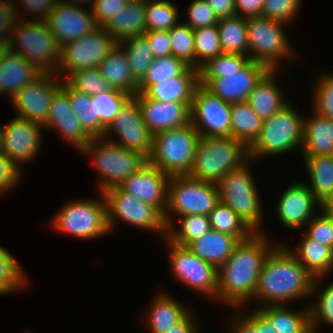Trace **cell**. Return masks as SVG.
Returning <instances> with one entry per match:
<instances>
[{"label":"cell","instance_id":"60","mask_svg":"<svg viewBox=\"0 0 333 333\" xmlns=\"http://www.w3.org/2000/svg\"><path fill=\"white\" fill-rule=\"evenodd\" d=\"M264 0H235L236 15L241 17L262 16Z\"/></svg>","mask_w":333,"mask_h":333},{"label":"cell","instance_id":"21","mask_svg":"<svg viewBox=\"0 0 333 333\" xmlns=\"http://www.w3.org/2000/svg\"><path fill=\"white\" fill-rule=\"evenodd\" d=\"M169 179V175L147 162L118 186L144 203L156 207L164 215L167 207Z\"/></svg>","mask_w":333,"mask_h":333},{"label":"cell","instance_id":"11","mask_svg":"<svg viewBox=\"0 0 333 333\" xmlns=\"http://www.w3.org/2000/svg\"><path fill=\"white\" fill-rule=\"evenodd\" d=\"M286 23L263 16L247 18L248 57L264 64L269 70H278L283 58H293L291 48L283 29ZM252 54V55H249ZM292 54V55H291Z\"/></svg>","mask_w":333,"mask_h":333},{"label":"cell","instance_id":"58","mask_svg":"<svg viewBox=\"0 0 333 333\" xmlns=\"http://www.w3.org/2000/svg\"><path fill=\"white\" fill-rule=\"evenodd\" d=\"M144 35L154 58L171 55L172 44L168 31H146Z\"/></svg>","mask_w":333,"mask_h":333},{"label":"cell","instance_id":"27","mask_svg":"<svg viewBox=\"0 0 333 333\" xmlns=\"http://www.w3.org/2000/svg\"><path fill=\"white\" fill-rule=\"evenodd\" d=\"M278 70H269L256 84L248 97L254 112L264 121L289 104L276 81ZM276 78V79H275Z\"/></svg>","mask_w":333,"mask_h":333},{"label":"cell","instance_id":"25","mask_svg":"<svg viewBox=\"0 0 333 333\" xmlns=\"http://www.w3.org/2000/svg\"><path fill=\"white\" fill-rule=\"evenodd\" d=\"M41 74L42 72L22 55L8 49L0 62V95L7 93L12 99L19 90Z\"/></svg>","mask_w":333,"mask_h":333},{"label":"cell","instance_id":"3","mask_svg":"<svg viewBox=\"0 0 333 333\" xmlns=\"http://www.w3.org/2000/svg\"><path fill=\"white\" fill-rule=\"evenodd\" d=\"M268 71L248 56L221 53L199 68V84L230 104L245 102Z\"/></svg>","mask_w":333,"mask_h":333},{"label":"cell","instance_id":"50","mask_svg":"<svg viewBox=\"0 0 333 333\" xmlns=\"http://www.w3.org/2000/svg\"><path fill=\"white\" fill-rule=\"evenodd\" d=\"M314 88L313 109L319 114L333 119V73L322 75Z\"/></svg>","mask_w":333,"mask_h":333},{"label":"cell","instance_id":"19","mask_svg":"<svg viewBox=\"0 0 333 333\" xmlns=\"http://www.w3.org/2000/svg\"><path fill=\"white\" fill-rule=\"evenodd\" d=\"M81 6L60 0L45 20L61 47L98 27L91 7L86 10Z\"/></svg>","mask_w":333,"mask_h":333},{"label":"cell","instance_id":"47","mask_svg":"<svg viewBox=\"0 0 333 333\" xmlns=\"http://www.w3.org/2000/svg\"><path fill=\"white\" fill-rule=\"evenodd\" d=\"M18 261L0 247V295L12 293L25 285V274Z\"/></svg>","mask_w":333,"mask_h":333},{"label":"cell","instance_id":"7","mask_svg":"<svg viewBox=\"0 0 333 333\" xmlns=\"http://www.w3.org/2000/svg\"><path fill=\"white\" fill-rule=\"evenodd\" d=\"M80 151L91 156L93 165L103 176L98 182L99 192L118 186L148 162V158L142 153L124 148L114 141L106 142L103 137L92 138Z\"/></svg>","mask_w":333,"mask_h":333},{"label":"cell","instance_id":"63","mask_svg":"<svg viewBox=\"0 0 333 333\" xmlns=\"http://www.w3.org/2000/svg\"><path fill=\"white\" fill-rule=\"evenodd\" d=\"M192 312L188 313L180 322L172 326L165 333H196L198 331L196 327V319H193Z\"/></svg>","mask_w":333,"mask_h":333},{"label":"cell","instance_id":"28","mask_svg":"<svg viewBox=\"0 0 333 333\" xmlns=\"http://www.w3.org/2000/svg\"><path fill=\"white\" fill-rule=\"evenodd\" d=\"M239 242L234 236L210 229L187 247L203 261L219 268L230 257Z\"/></svg>","mask_w":333,"mask_h":333},{"label":"cell","instance_id":"20","mask_svg":"<svg viewBox=\"0 0 333 333\" xmlns=\"http://www.w3.org/2000/svg\"><path fill=\"white\" fill-rule=\"evenodd\" d=\"M43 126L16 117L3 127L2 153L17 167L38 155ZM41 132V133H40Z\"/></svg>","mask_w":333,"mask_h":333},{"label":"cell","instance_id":"40","mask_svg":"<svg viewBox=\"0 0 333 333\" xmlns=\"http://www.w3.org/2000/svg\"><path fill=\"white\" fill-rule=\"evenodd\" d=\"M178 8L168 0H145L146 31H169L178 21Z\"/></svg>","mask_w":333,"mask_h":333},{"label":"cell","instance_id":"46","mask_svg":"<svg viewBox=\"0 0 333 333\" xmlns=\"http://www.w3.org/2000/svg\"><path fill=\"white\" fill-rule=\"evenodd\" d=\"M168 32L172 44L171 55L184 60L188 65L195 68L194 29L187 24L178 23Z\"/></svg>","mask_w":333,"mask_h":333},{"label":"cell","instance_id":"67","mask_svg":"<svg viewBox=\"0 0 333 333\" xmlns=\"http://www.w3.org/2000/svg\"><path fill=\"white\" fill-rule=\"evenodd\" d=\"M63 2H66V3H70V4H80V5H84V4H90L93 2V0H66V1H63ZM91 2V3H89Z\"/></svg>","mask_w":333,"mask_h":333},{"label":"cell","instance_id":"42","mask_svg":"<svg viewBox=\"0 0 333 333\" xmlns=\"http://www.w3.org/2000/svg\"><path fill=\"white\" fill-rule=\"evenodd\" d=\"M131 97V94L115 88L91 96V102H94L95 118H99L101 124L107 129Z\"/></svg>","mask_w":333,"mask_h":333},{"label":"cell","instance_id":"64","mask_svg":"<svg viewBox=\"0 0 333 333\" xmlns=\"http://www.w3.org/2000/svg\"><path fill=\"white\" fill-rule=\"evenodd\" d=\"M241 315H235L236 319L234 318L230 321V323L233 322L231 324L232 329L230 330V333H257V328L243 315V313Z\"/></svg>","mask_w":333,"mask_h":333},{"label":"cell","instance_id":"32","mask_svg":"<svg viewBox=\"0 0 333 333\" xmlns=\"http://www.w3.org/2000/svg\"><path fill=\"white\" fill-rule=\"evenodd\" d=\"M290 251L314 278L324 277L332 271L333 249L310 239L307 235L301 240L296 251Z\"/></svg>","mask_w":333,"mask_h":333},{"label":"cell","instance_id":"6","mask_svg":"<svg viewBox=\"0 0 333 333\" xmlns=\"http://www.w3.org/2000/svg\"><path fill=\"white\" fill-rule=\"evenodd\" d=\"M200 134L190 123L153 136L148 162L169 176L188 175Z\"/></svg>","mask_w":333,"mask_h":333},{"label":"cell","instance_id":"23","mask_svg":"<svg viewBox=\"0 0 333 333\" xmlns=\"http://www.w3.org/2000/svg\"><path fill=\"white\" fill-rule=\"evenodd\" d=\"M321 209V203L305 183H294L286 188L277 204L280 222L288 229H298L308 224L313 217L314 208Z\"/></svg>","mask_w":333,"mask_h":333},{"label":"cell","instance_id":"56","mask_svg":"<svg viewBox=\"0 0 333 333\" xmlns=\"http://www.w3.org/2000/svg\"><path fill=\"white\" fill-rule=\"evenodd\" d=\"M65 117H76V115L70 105L67 93L60 87L53 94L47 122H57V118Z\"/></svg>","mask_w":333,"mask_h":333},{"label":"cell","instance_id":"18","mask_svg":"<svg viewBox=\"0 0 333 333\" xmlns=\"http://www.w3.org/2000/svg\"><path fill=\"white\" fill-rule=\"evenodd\" d=\"M116 132L119 142H114L129 150L142 153L147 158L152 150L153 135L145 124L137 99L132 96L115 116L106 129L103 138L108 133Z\"/></svg>","mask_w":333,"mask_h":333},{"label":"cell","instance_id":"52","mask_svg":"<svg viewBox=\"0 0 333 333\" xmlns=\"http://www.w3.org/2000/svg\"><path fill=\"white\" fill-rule=\"evenodd\" d=\"M187 24L192 29L211 27L218 24V18L206 0H193L188 7Z\"/></svg>","mask_w":333,"mask_h":333},{"label":"cell","instance_id":"2","mask_svg":"<svg viewBox=\"0 0 333 333\" xmlns=\"http://www.w3.org/2000/svg\"><path fill=\"white\" fill-rule=\"evenodd\" d=\"M265 237L261 232H254L240 241L218 268V300L237 308L253 300L265 258L277 245L272 246Z\"/></svg>","mask_w":333,"mask_h":333},{"label":"cell","instance_id":"53","mask_svg":"<svg viewBox=\"0 0 333 333\" xmlns=\"http://www.w3.org/2000/svg\"><path fill=\"white\" fill-rule=\"evenodd\" d=\"M320 214V216L316 215L308 222L309 227L306 235L310 239L333 249V224L322 210Z\"/></svg>","mask_w":333,"mask_h":333},{"label":"cell","instance_id":"22","mask_svg":"<svg viewBox=\"0 0 333 333\" xmlns=\"http://www.w3.org/2000/svg\"><path fill=\"white\" fill-rule=\"evenodd\" d=\"M142 118L150 133L155 134L190 124L191 103L165 102L148 98L138 92L135 96Z\"/></svg>","mask_w":333,"mask_h":333},{"label":"cell","instance_id":"10","mask_svg":"<svg viewBox=\"0 0 333 333\" xmlns=\"http://www.w3.org/2000/svg\"><path fill=\"white\" fill-rule=\"evenodd\" d=\"M248 163L226 173L217 183L220 201L229 206L254 232L262 222L259 192Z\"/></svg>","mask_w":333,"mask_h":333},{"label":"cell","instance_id":"65","mask_svg":"<svg viewBox=\"0 0 333 333\" xmlns=\"http://www.w3.org/2000/svg\"><path fill=\"white\" fill-rule=\"evenodd\" d=\"M333 224V199L321 204V209Z\"/></svg>","mask_w":333,"mask_h":333},{"label":"cell","instance_id":"13","mask_svg":"<svg viewBox=\"0 0 333 333\" xmlns=\"http://www.w3.org/2000/svg\"><path fill=\"white\" fill-rule=\"evenodd\" d=\"M107 206V223L110 232L116 219L123 220L138 228L160 232L166 237L167 226L164 215L154 206L144 203L138 197L114 186L103 192Z\"/></svg>","mask_w":333,"mask_h":333},{"label":"cell","instance_id":"54","mask_svg":"<svg viewBox=\"0 0 333 333\" xmlns=\"http://www.w3.org/2000/svg\"><path fill=\"white\" fill-rule=\"evenodd\" d=\"M127 3L128 0H93L91 10L98 27H104Z\"/></svg>","mask_w":333,"mask_h":333},{"label":"cell","instance_id":"16","mask_svg":"<svg viewBox=\"0 0 333 333\" xmlns=\"http://www.w3.org/2000/svg\"><path fill=\"white\" fill-rule=\"evenodd\" d=\"M169 265L173 275L183 284L202 294L217 299L218 268L211 263L203 261L187 246H180L169 241Z\"/></svg>","mask_w":333,"mask_h":333},{"label":"cell","instance_id":"39","mask_svg":"<svg viewBox=\"0 0 333 333\" xmlns=\"http://www.w3.org/2000/svg\"><path fill=\"white\" fill-rule=\"evenodd\" d=\"M127 55L133 78L139 83L155 59L145 35L132 36L118 42ZM125 44V45H124Z\"/></svg>","mask_w":333,"mask_h":333},{"label":"cell","instance_id":"61","mask_svg":"<svg viewBox=\"0 0 333 333\" xmlns=\"http://www.w3.org/2000/svg\"><path fill=\"white\" fill-rule=\"evenodd\" d=\"M251 313L243 315L257 328V333H277L270 319L259 308Z\"/></svg>","mask_w":333,"mask_h":333},{"label":"cell","instance_id":"33","mask_svg":"<svg viewBox=\"0 0 333 333\" xmlns=\"http://www.w3.org/2000/svg\"><path fill=\"white\" fill-rule=\"evenodd\" d=\"M263 120L248 101L231 104V137L249 149L260 135Z\"/></svg>","mask_w":333,"mask_h":333},{"label":"cell","instance_id":"35","mask_svg":"<svg viewBox=\"0 0 333 333\" xmlns=\"http://www.w3.org/2000/svg\"><path fill=\"white\" fill-rule=\"evenodd\" d=\"M310 306L299 312L284 305L261 306L259 309L270 319L277 333H312Z\"/></svg>","mask_w":333,"mask_h":333},{"label":"cell","instance_id":"26","mask_svg":"<svg viewBox=\"0 0 333 333\" xmlns=\"http://www.w3.org/2000/svg\"><path fill=\"white\" fill-rule=\"evenodd\" d=\"M312 118H303L302 156L333 155V119L313 110Z\"/></svg>","mask_w":333,"mask_h":333},{"label":"cell","instance_id":"5","mask_svg":"<svg viewBox=\"0 0 333 333\" xmlns=\"http://www.w3.org/2000/svg\"><path fill=\"white\" fill-rule=\"evenodd\" d=\"M249 161L248 149L233 137L200 136L189 176L218 183L223 176Z\"/></svg>","mask_w":333,"mask_h":333},{"label":"cell","instance_id":"36","mask_svg":"<svg viewBox=\"0 0 333 333\" xmlns=\"http://www.w3.org/2000/svg\"><path fill=\"white\" fill-rule=\"evenodd\" d=\"M217 28L223 53L248 56L247 18L234 15L219 19Z\"/></svg>","mask_w":333,"mask_h":333},{"label":"cell","instance_id":"4","mask_svg":"<svg viewBox=\"0 0 333 333\" xmlns=\"http://www.w3.org/2000/svg\"><path fill=\"white\" fill-rule=\"evenodd\" d=\"M15 45L19 47L15 48ZM9 49L22 55L42 73H59L61 46L46 21L34 18L30 22L19 16L9 40Z\"/></svg>","mask_w":333,"mask_h":333},{"label":"cell","instance_id":"29","mask_svg":"<svg viewBox=\"0 0 333 333\" xmlns=\"http://www.w3.org/2000/svg\"><path fill=\"white\" fill-rule=\"evenodd\" d=\"M99 72L112 88L132 96L138 93V82L133 78L124 48L118 43L98 66Z\"/></svg>","mask_w":333,"mask_h":333},{"label":"cell","instance_id":"38","mask_svg":"<svg viewBox=\"0 0 333 333\" xmlns=\"http://www.w3.org/2000/svg\"><path fill=\"white\" fill-rule=\"evenodd\" d=\"M211 229L234 236L239 241L248 239L254 231L223 202H219L210 212Z\"/></svg>","mask_w":333,"mask_h":333},{"label":"cell","instance_id":"62","mask_svg":"<svg viewBox=\"0 0 333 333\" xmlns=\"http://www.w3.org/2000/svg\"><path fill=\"white\" fill-rule=\"evenodd\" d=\"M219 19L236 15L235 0H206Z\"/></svg>","mask_w":333,"mask_h":333},{"label":"cell","instance_id":"49","mask_svg":"<svg viewBox=\"0 0 333 333\" xmlns=\"http://www.w3.org/2000/svg\"><path fill=\"white\" fill-rule=\"evenodd\" d=\"M317 294V304L309 308L312 333H316L321 321L333 326V282Z\"/></svg>","mask_w":333,"mask_h":333},{"label":"cell","instance_id":"1","mask_svg":"<svg viewBox=\"0 0 333 333\" xmlns=\"http://www.w3.org/2000/svg\"><path fill=\"white\" fill-rule=\"evenodd\" d=\"M278 244L270 251L262 265L254 300L264 306L285 305L303 299L317 290L314 278L292 254L289 247ZM303 297V298H302Z\"/></svg>","mask_w":333,"mask_h":333},{"label":"cell","instance_id":"59","mask_svg":"<svg viewBox=\"0 0 333 333\" xmlns=\"http://www.w3.org/2000/svg\"><path fill=\"white\" fill-rule=\"evenodd\" d=\"M22 6L25 8V12H31V14L35 13L37 20L45 21L53 9V7L60 1V0H21ZM27 10V11H26ZM40 16V17H37Z\"/></svg>","mask_w":333,"mask_h":333},{"label":"cell","instance_id":"51","mask_svg":"<svg viewBox=\"0 0 333 333\" xmlns=\"http://www.w3.org/2000/svg\"><path fill=\"white\" fill-rule=\"evenodd\" d=\"M300 2L301 0H264L262 16L288 23L296 16Z\"/></svg>","mask_w":333,"mask_h":333},{"label":"cell","instance_id":"31","mask_svg":"<svg viewBox=\"0 0 333 333\" xmlns=\"http://www.w3.org/2000/svg\"><path fill=\"white\" fill-rule=\"evenodd\" d=\"M147 316V324L150 333H165L172 326L180 322L190 310L183 307L178 300L168 293L156 294Z\"/></svg>","mask_w":333,"mask_h":333},{"label":"cell","instance_id":"8","mask_svg":"<svg viewBox=\"0 0 333 333\" xmlns=\"http://www.w3.org/2000/svg\"><path fill=\"white\" fill-rule=\"evenodd\" d=\"M220 202L217 183L202 181L189 175L170 176L167 207L164 213L166 226L173 225L170 213L177 215H206Z\"/></svg>","mask_w":333,"mask_h":333},{"label":"cell","instance_id":"57","mask_svg":"<svg viewBox=\"0 0 333 333\" xmlns=\"http://www.w3.org/2000/svg\"><path fill=\"white\" fill-rule=\"evenodd\" d=\"M20 170L7 156L0 153V194L12 190L13 186L19 182Z\"/></svg>","mask_w":333,"mask_h":333},{"label":"cell","instance_id":"17","mask_svg":"<svg viewBox=\"0 0 333 333\" xmlns=\"http://www.w3.org/2000/svg\"><path fill=\"white\" fill-rule=\"evenodd\" d=\"M54 74L42 73L28 83L11 99L17 117L45 126L49 115L53 94L61 87L62 81Z\"/></svg>","mask_w":333,"mask_h":333},{"label":"cell","instance_id":"34","mask_svg":"<svg viewBox=\"0 0 333 333\" xmlns=\"http://www.w3.org/2000/svg\"><path fill=\"white\" fill-rule=\"evenodd\" d=\"M315 198L322 204L333 199V155L303 156Z\"/></svg>","mask_w":333,"mask_h":333},{"label":"cell","instance_id":"44","mask_svg":"<svg viewBox=\"0 0 333 333\" xmlns=\"http://www.w3.org/2000/svg\"><path fill=\"white\" fill-rule=\"evenodd\" d=\"M194 41L195 68L197 69L209 59L223 53L217 25L194 29Z\"/></svg>","mask_w":333,"mask_h":333},{"label":"cell","instance_id":"43","mask_svg":"<svg viewBox=\"0 0 333 333\" xmlns=\"http://www.w3.org/2000/svg\"><path fill=\"white\" fill-rule=\"evenodd\" d=\"M191 66L184 60L169 55L155 58L138 84H157L183 75Z\"/></svg>","mask_w":333,"mask_h":333},{"label":"cell","instance_id":"30","mask_svg":"<svg viewBox=\"0 0 333 333\" xmlns=\"http://www.w3.org/2000/svg\"><path fill=\"white\" fill-rule=\"evenodd\" d=\"M117 42L146 32L145 0L128 1L103 27Z\"/></svg>","mask_w":333,"mask_h":333},{"label":"cell","instance_id":"66","mask_svg":"<svg viewBox=\"0 0 333 333\" xmlns=\"http://www.w3.org/2000/svg\"><path fill=\"white\" fill-rule=\"evenodd\" d=\"M9 49V42H0V62Z\"/></svg>","mask_w":333,"mask_h":333},{"label":"cell","instance_id":"37","mask_svg":"<svg viewBox=\"0 0 333 333\" xmlns=\"http://www.w3.org/2000/svg\"><path fill=\"white\" fill-rule=\"evenodd\" d=\"M61 88L67 93L70 105L84 130L92 137H103L106 128L99 118H95L94 102L91 96L73 89L66 81H62Z\"/></svg>","mask_w":333,"mask_h":333},{"label":"cell","instance_id":"9","mask_svg":"<svg viewBox=\"0 0 333 333\" xmlns=\"http://www.w3.org/2000/svg\"><path fill=\"white\" fill-rule=\"evenodd\" d=\"M303 117L290 103L263 121L257 140L248 149L249 160L278 155L302 147Z\"/></svg>","mask_w":333,"mask_h":333},{"label":"cell","instance_id":"14","mask_svg":"<svg viewBox=\"0 0 333 333\" xmlns=\"http://www.w3.org/2000/svg\"><path fill=\"white\" fill-rule=\"evenodd\" d=\"M190 123L202 137H231V104L198 85L190 107Z\"/></svg>","mask_w":333,"mask_h":333},{"label":"cell","instance_id":"68","mask_svg":"<svg viewBox=\"0 0 333 333\" xmlns=\"http://www.w3.org/2000/svg\"><path fill=\"white\" fill-rule=\"evenodd\" d=\"M3 149V127L0 126V153Z\"/></svg>","mask_w":333,"mask_h":333},{"label":"cell","instance_id":"12","mask_svg":"<svg viewBox=\"0 0 333 333\" xmlns=\"http://www.w3.org/2000/svg\"><path fill=\"white\" fill-rule=\"evenodd\" d=\"M100 197L99 200L85 198L65 204V207L52 219V228L81 239L105 236L110 230L103 192Z\"/></svg>","mask_w":333,"mask_h":333},{"label":"cell","instance_id":"41","mask_svg":"<svg viewBox=\"0 0 333 333\" xmlns=\"http://www.w3.org/2000/svg\"><path fill=\"white\" fill-rule=\"evenodd\" d=\"M179 224L178 231L173 228L174 225L167 226L166 238L180 246H188L211 229L209 216L206 215L181 216Z\"/></svg>","mask_w":333,"mask_h":333},{"label":"cell","instance_id":"45","mask_svg":"<svg viewBox=\"0 0 333 333\" xmlns=\"http://www.w3.org/2000/svg\"><path fill=\"white\" fill-rule=\"evenodd\" d=\"M65 79L73 89L84 92L89 96L102 94L113 89L99 72L98 67L74 71Z\"/></svg>","mask_w":333,"mask_h":333},{"label":"cell","instance_id":"15","mask_svg":"<svg viewBox=\"0 0 333 333\" xmlns=\"http://www.w3.org/2000/svg\"><path fill=\"white\" fill-rule=\"evenodd\" d=\"M117 43L103 27H97L61 47L59 69L65 70L66 78L74 71L98 67Z\"/></svg>","mask_w":333,"mask_h":333},{"label":"cell","instance_id":"24","mask_svg":"<svg viewBox=\"0 0 333 333\" xmlns=\"http://www.w3.org/2000/svg\"><path fill=\"white\" fill-rule=\"evenodd\" d=\"M198 85L199 69L190 67L183 75L157 84H138V92L158 101L192 103Z\"/></svg>","mask_w":333,"mask_h":333},{"label":"cell","instance_id":"48","mask_svg":"<svg viewBox=\"0 0 333 333\" xmlns=\"http://www.w3.org/2000/svg\"><path fill=\"white\" fill-rule=\"evenodd\" d=\"M55 128L63 139L76 146L80 151L92 139V137L84 130L77 117L57 118V122H46L44 128Z\"/></svg>","mask_w":333,"mask_h":333},{"label":"cell","instance_id":"55","mask_svg":"<svg viewBox=\"0 0 333 333\" xmlns=\"http://www.w3.org/2000/svg\"><path fill=\"white\" fill-rule=\"evenodd\" d=\"M7 1L0 0V42H9L19 16L17 7L15 6L16 2L13 0Z\"/></svg>","mask_w":333,"mask_h":333}]
</instances>
